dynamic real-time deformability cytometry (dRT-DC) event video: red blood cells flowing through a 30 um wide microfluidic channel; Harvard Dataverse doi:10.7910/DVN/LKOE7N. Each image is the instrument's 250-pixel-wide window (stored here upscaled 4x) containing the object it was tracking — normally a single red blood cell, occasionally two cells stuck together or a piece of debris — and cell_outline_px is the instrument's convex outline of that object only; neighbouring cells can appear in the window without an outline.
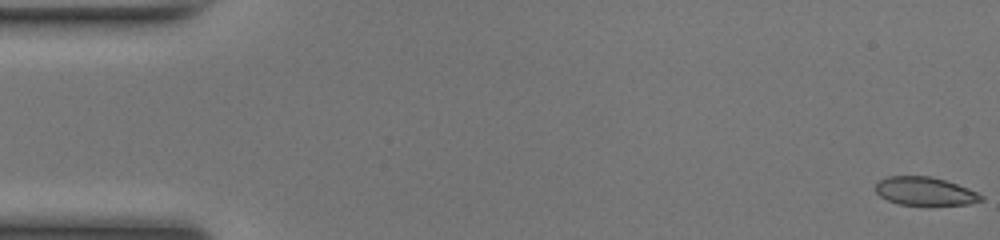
{"species": "common noctule bat (a hibernating species)", "species_latin": "Nyctalus noctula", "temperature_condition": "room temperature", "stored_images_in_passage": 50, "camera_frame_rate_fps": 3000, "um_per_image_px": 0.085, "animal": {"sex": "female", "body_mass_g": 17.0, "forearm_length_mm": 48.0}, "frame": {"image": 1, "passage_image": 1, "time_ms": 0.0, "image_size_px": [1000, 240], "cell_outline_px": [[984, 200], [968, 204], [900, 204], [888, 200], [880, 196], [876, 192], [876, 184], [880, 180], [888, 176], [928, 176], [944, 180], [968, 188], [984, 196]], "centroid_in_image_um": [78.62, 16.24], "position_along_channel_um": 6.4, "area_um2": 17.05}}
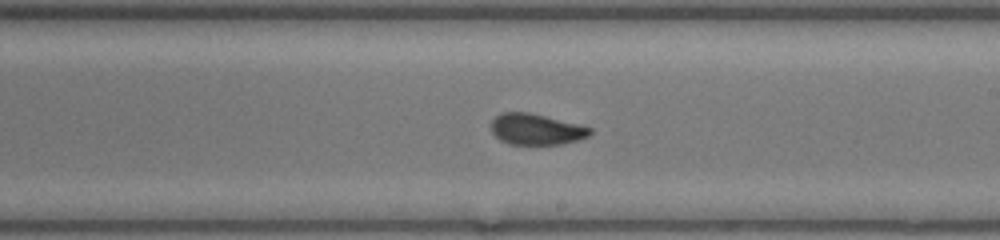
{"frame": {"image": 2, "passage_image": 29, "time_ms": 9.333, "image_size_px": [1000, 240], "cell_outline_px": [[592, 132], [588, 136], [576, 140], [560, 144], [508, 144], [500, 140], [492, 132], [492, 120], [496, 116], [504, 112], [528, 112], [580, 124], [592, 128]], "centroid_in_image_um": [45.58, 10.98], "position_along_channel_um": 243.4, "area_um2": 17.74}}
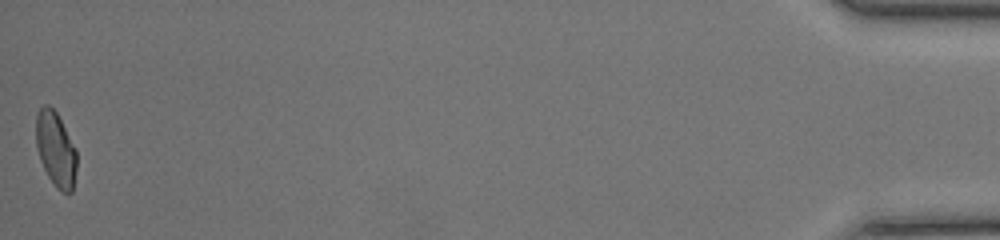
{"frame": {"image": 3, "passage_image": 50, "time_ms": 16.333, "image_size_px": [1000, 240], "cell_outline_px": [[76, 168], [72, 192], [60, 192], [56, 188], [48, 176], [40, 160], [36, 148], [36, 112], [44, 104], [48, 104], [56, 112], [76, 148]], "centroid_in_image_um": [4.72, 12.67], "position_along_channel_um": 430.5, "area_um2": 17.74}, "authors_computed_cell_mechanics": {"area_um2": 18.2359, "velocity_mm_per_s": 4.1899, "shape_relaxation_time_tau1_ms": 7.1993, "shape_relaxation_time_tau2_ms": 1.0093, "deformation_change_tau1": 0.1811, "deformation_change_tau2": 0.0605}}